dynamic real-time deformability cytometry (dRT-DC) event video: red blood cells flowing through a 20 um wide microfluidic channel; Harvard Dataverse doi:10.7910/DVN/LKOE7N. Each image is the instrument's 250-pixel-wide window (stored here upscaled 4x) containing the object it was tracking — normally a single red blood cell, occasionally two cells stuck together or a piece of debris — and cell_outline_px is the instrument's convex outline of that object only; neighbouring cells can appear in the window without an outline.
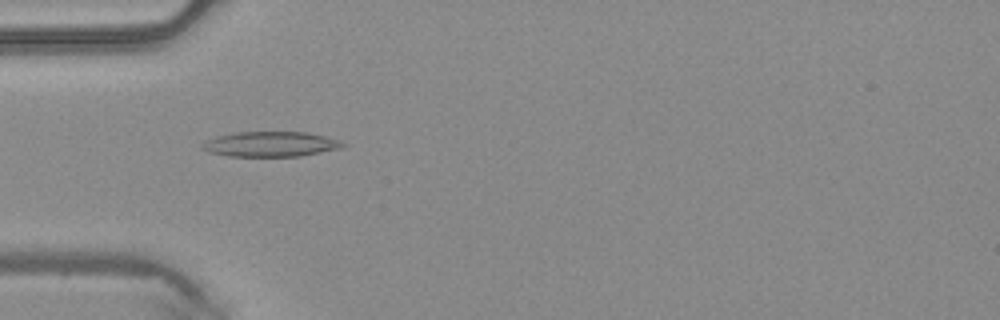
{"species": "common noctule bat (a hibernating species)", "species_latin": "Nyctalus noctula", "temperature_condition": "warm", "stored_images_in_passage": 42, "camera_frame_rate_fps": 3000, "um_per_image_px": 0.085, "animal": {"sex": "male", "body_mass_g": 20.4}, "frame": {"image": 1, "passage_image": 9, "time_ms": 2.667, "image_size_px": [1000, 320], "cell_outline_px": [[348, 144], [340, 148], [300, 156], [228, 156], [208, 152], [200, 148], [200, 144], [216, 136], [232, 132], [308, 132], [340, 140]], "centroid_in_image_um": [22.97, 12.25], "position_along_channel_um": 62.0, "area_um2": 20.63}}
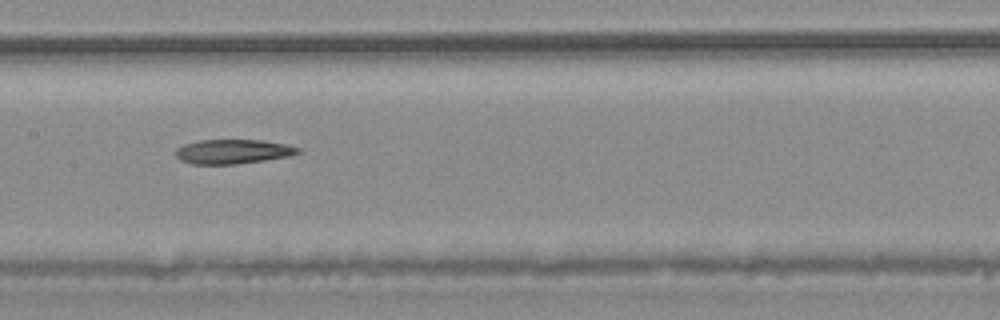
{"frame": {"image": 2, "passage_image": 18, "time_ms": 5.667, "image_size_px": [1000, 320], "cell_outline_px": [[300, 152], [288, 156], [264, 160], [236, 164], [192, 164], [180, 160], [176, 156], [176, 148], [184, 144], [200, 140], [264, 140], [284, 144], [300, 148]], "centroid_in_image_um": [19.76, 12.88], "position_along_channel_um": 187.6, "area_um2": 17.28}}
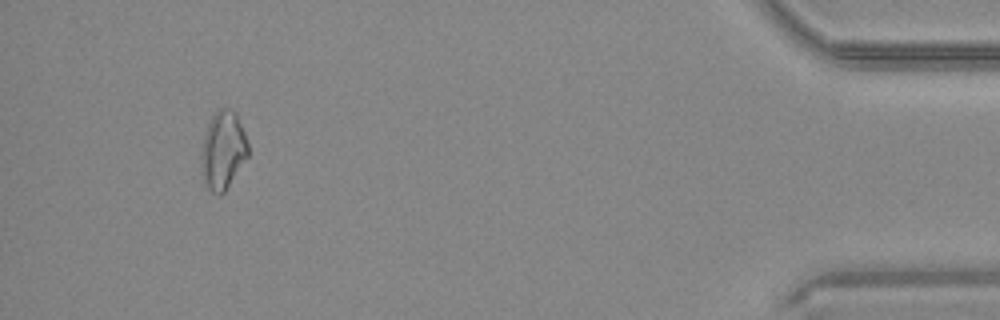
{"frame": {"image": 3, "passage_image": 39, "time_ms": 12.667, "image_size_px": [1000, 320], "cell_outline_px": [[248, 156], [224, 192], [220, 196], [212, 192], [208, 188], [200, 172], [200, 156], [204, 136], [208, 124], [216, 108], [232, 108], [236, 112], [244, 132], [248, 144]], "centroid_in_image_um": [18.93, 12.76], "position_along_channel_um": 416.3, "area_um2": 21.5}}